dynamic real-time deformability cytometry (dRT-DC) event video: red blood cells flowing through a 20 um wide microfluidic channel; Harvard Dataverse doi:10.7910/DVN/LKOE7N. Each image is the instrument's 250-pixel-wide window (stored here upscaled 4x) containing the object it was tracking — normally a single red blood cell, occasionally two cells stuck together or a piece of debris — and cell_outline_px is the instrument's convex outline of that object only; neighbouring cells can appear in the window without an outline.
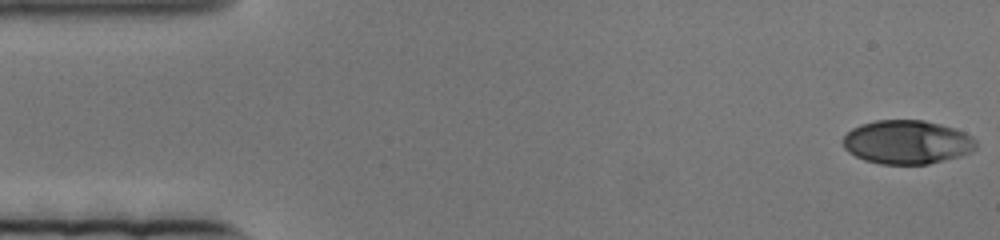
{"species": "human", "species_latin": "Homo sapiens", "temperature_condition": "cold", "stored_images_in_passage": 83, "camera_frame_rate_fps": 3000, "um_per_image_px": 0.085, "donor": {"sex": "female"}, "frame": {"image": 1, "passage_image": 1, "time_ms": 0.0, "image_size_px": [1000, 240], "cell_outline_px": [[976, 148], [972, 152], [960, 156], [928, 164], [880, 164], [864, 160], [848, 152], [844, 148], [844, 136], [852, 128], [860, 124], [876, 120], [924, 120], [940, 124], [964, 132], [972, 136], [976, 140]], "centroid_in_image_um": [77.1, 12.08], "position_along_channel_um": 7.9, "area_um2": 33.99}}
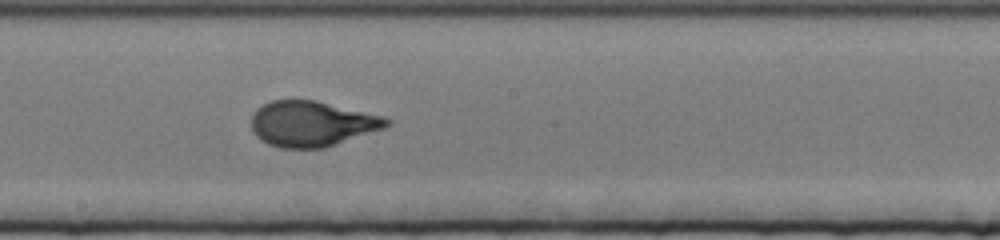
{"frame": {"image": 2, "passage_image": 44, "time_ms": 14.333, "image_size_px": [1000, 240], "cell_outline_px": [[392, 124], [384, 128], [324, 148], [280, 148], [268, 144], [260, 140], [252, 132], [252, 112], [256, 108], [272, 100], [316, 100], [384, 116], [392, 120]], "centroid_in_image_um": [26.5, 10.51], "position_along_channel_um": 221.7, "area_um2": 36.01}}
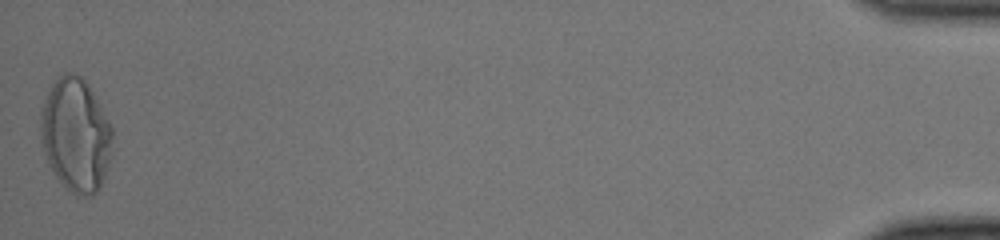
{"frame": {"image": 3, "passage_image": 83, "time_ms": 27.333, "image_size_px": [1000, 240], "cell_outline_px": [[112, 136], [108, 160], [104, 180], [96, 192], [92, 196], [76, 196], [56, 176], [44, 152], [40, 140], [40, 112], [44, 100], [52, 84], [64, 72], [68, 72], [80, 76], [84, 80], [92, 92], [112, 128]], "centroid_in_image_um": [6.41, 11.47], "position_along_channel_um": 428.8, "area_um2": 46.76}}